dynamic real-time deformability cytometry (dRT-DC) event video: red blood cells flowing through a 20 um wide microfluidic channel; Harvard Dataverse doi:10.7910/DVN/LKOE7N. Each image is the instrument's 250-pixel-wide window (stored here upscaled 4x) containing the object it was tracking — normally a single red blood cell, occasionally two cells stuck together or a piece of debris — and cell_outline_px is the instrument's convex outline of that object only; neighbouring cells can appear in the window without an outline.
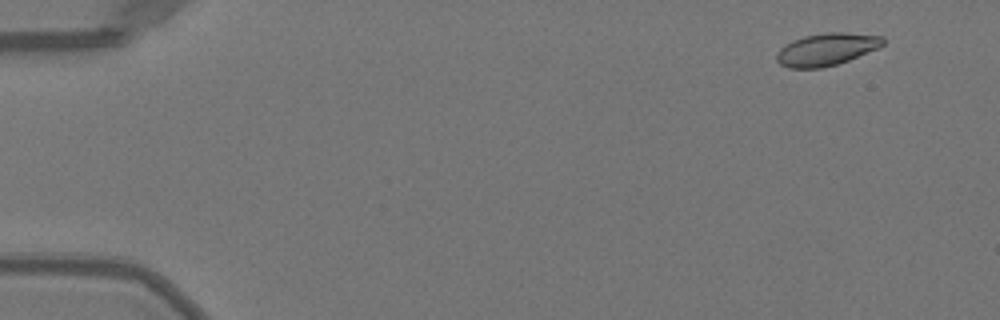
{"species": "Egyptian fruit bat (a non-hibernating species)", "species_latin": "Rousettus aegyptiacus", "temperature_condition": "warm", "stored_images_in_passage": 52, "camera_frame_rate_fps": 3000, "um_per_image_px": 0.085, "animal": {"sex": "female"}, "frame": {"image": 1, "passage_image": 5, "time_ms": 1.333, "image_size_px": [1000, 320], "cell_outline_px": [[884, 44], [876, 48], [848, 60], [836, 64], [820, 68], [788, 68], [780, 64], [776, 60], [776, 52], [784, 44], [792, 40], [804, 36], [828, 32], [844, 32], [884, 36]], "centroid_in_image_um": [70.2, 4.19], "position_along_channel_um": 14.8, "area_um2": 20.0}}
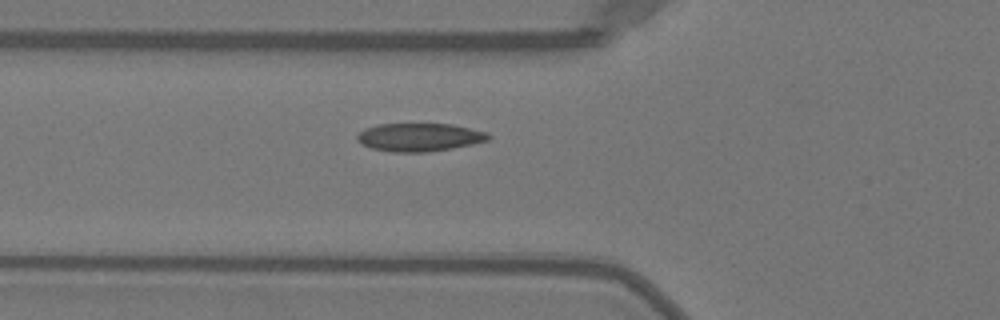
{"frame": {"image": 2, "passage_image": 20, "time_ms": 6.333, "image_size_px": [1000, 320], "cell_outline_px": [[492, 136], [488, 140], [472, 144], [452, 148], [428, 152], [392, 152], [372, 148], [356, 140], [356, 136], [364, 128], [376, 124], [452, 124], [488, 132]], "centroid_in_image_um": [35.66, 11.66], "position_along_channel_um": 90.1, "area_um2": 21.56}}
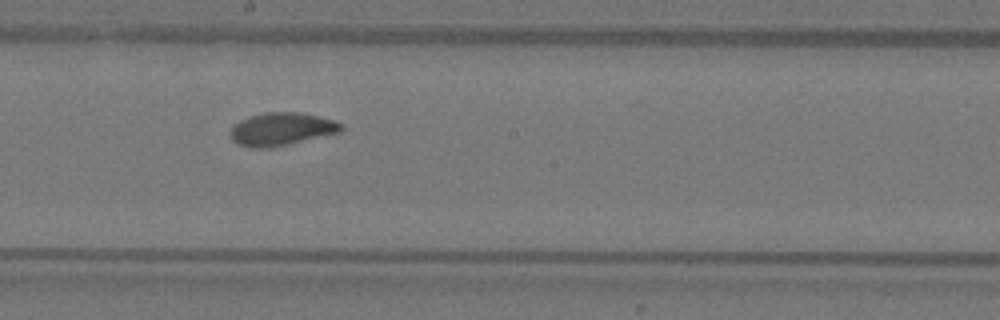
{"frame": {"image": 3, "passage_image": 30, "time_ms": 9.667, "image_size_px": [1000, 320], "cell_outline_px": [[344, 128], [340, 132], [288, 144], [268, 148], [248, 148], [236, 144], [232, 140], [232, 124], [248, 116], [264, 112], [300, 112], [320, 116], [336, 120], [344, 124]], "centroid_in_image_um": [23.93, 10.96], "position_along_channel_um": 224.3, "area_um2": 21.5}, "authors_computed_cell_mechanics": {"area_um2": 20.8369, "velocity_mm_per_s": 3.9978, "shape_relaxation_time_tau1_ms": 4.4024, "shape_relaxation_time_tau2_ms": 1.2672, "deformation_change_tau1": 0.1375, "deformation_change_tau2": 0.0524}}